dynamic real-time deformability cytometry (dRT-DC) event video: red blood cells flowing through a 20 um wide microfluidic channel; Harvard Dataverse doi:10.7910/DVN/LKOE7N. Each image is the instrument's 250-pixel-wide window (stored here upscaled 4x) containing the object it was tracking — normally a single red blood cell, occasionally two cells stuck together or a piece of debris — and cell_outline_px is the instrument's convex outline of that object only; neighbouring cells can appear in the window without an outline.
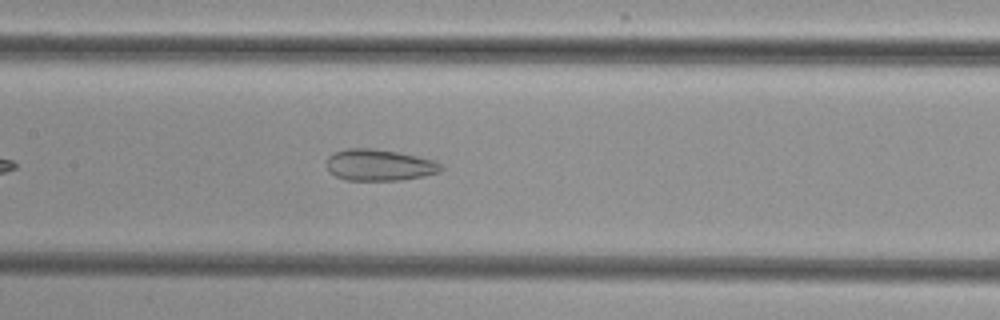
{"species": "common noctule bat (a hibernating species)", "species_latin": "Nyctalus noctula", "temperature_condition": "cold", "stored_images_in_passage": 31, "camera_frame_rate_fps": 3000, "um_per_image_px": 0.085, "animal": {"sex": "female", "body_mass_g": 29.2, "forearm_length_mm": 56.3}, "frame": {"image": 1, "passage_image": 13, "time_ms": 4.0, "image_size_px": [1000, 320], "cell_outline_px": [[444, 168], [440, 172], [424, 176], [400, 180], [344, 180], [328, 172], [328, 156], [332, 152], [348, 148], [372, 148], [396, 152], [416, 156], [432, 160], [440, 164]], "centroid_in_image_um": [32.21, 14.03], "position_along_channel_um": 175.2, "area_um2": 20.92}}
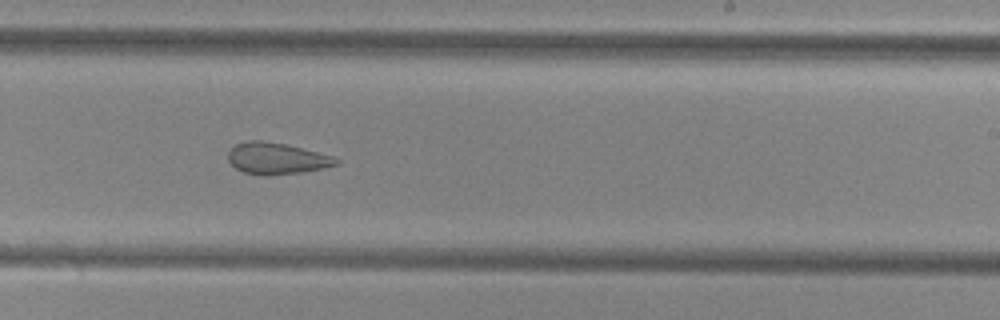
{"frame": {"image": 2, "passage_image": 20, "time_ms": 6.333, "image_size_px": [1000, 320], "cell_outline_px": [[340, 164], [324, 168], [304, 172], [268, 176], [264, 176], [244, 172], [236, 168], [228, 160], [228, 152], [236, 144], [248, 140], [264, 140], [284, 144], [332, 156], [340, 160]], "centroid_in_image_um": [23.51, 13.48], "position_along_channel_um": 265.5, "area_um2": 19.83}}
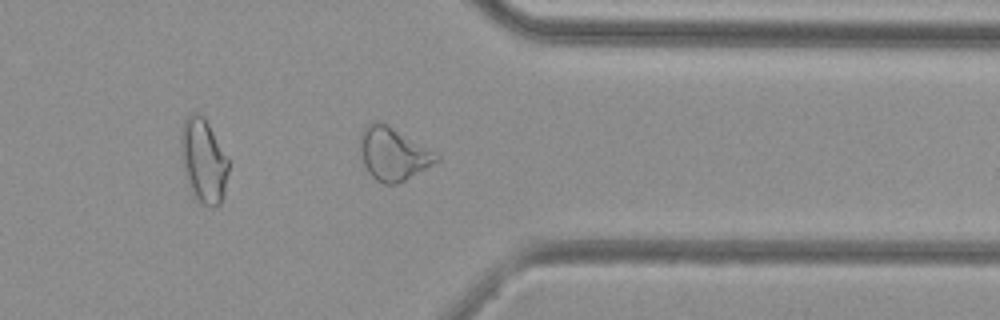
{"frame": {"image": 3, "passage_image": 29, "time_ms": 9.333, "image_size_px": [1000, 320], "cell_outline_px": [[440, 160], [404, 180], [396, 184], [384, 184], [376, 180], [368, 172], [364, 164], [360, 148], [360, 132], [372, 120], [388, 124], [440, 156]], "centroid_in_image_um": [33.38, 13.06], "position_along_channel_um": 378.0, "area_um2": 23.12}}